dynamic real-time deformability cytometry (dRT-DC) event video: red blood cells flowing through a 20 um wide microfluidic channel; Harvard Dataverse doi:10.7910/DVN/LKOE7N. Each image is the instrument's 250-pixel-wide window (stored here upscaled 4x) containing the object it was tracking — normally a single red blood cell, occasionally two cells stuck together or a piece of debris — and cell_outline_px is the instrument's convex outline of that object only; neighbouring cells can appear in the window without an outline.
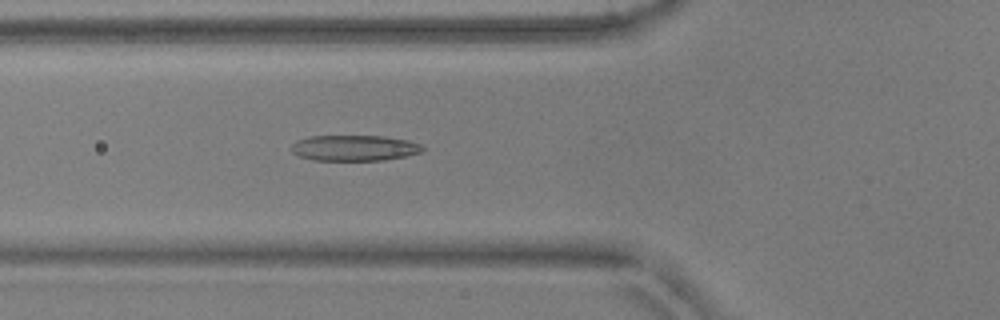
{"species": "common noctule bat (a hibernating species)", "species_latin": "Nyctalus noctula", "temperature_condition": "warm", "stored_images_in_passage": 48, "camera_frame_rate_fps": 3000, "um_per_image_px": 0.085, "animal": {"sex": "male", "body_mass_g": 17.9, "forearm_length_mm": 54.2}, "frame": {"image": 1, "passage_image": 15, "time_ms": 4.667, "image_size_px": [1000, 320], "cell_outline_px": [[424, 152], [384, 160], [312, 160], [300, 156], [292, 152], [292, 144], [296, 140], [308, 136], [384, 136], [408, 140], [420, 144], [424, 148]], "centroid_in_image_um": [30.12, 12.57], "position_along_channel_um": 95.7, "area_um2": 19.71}}
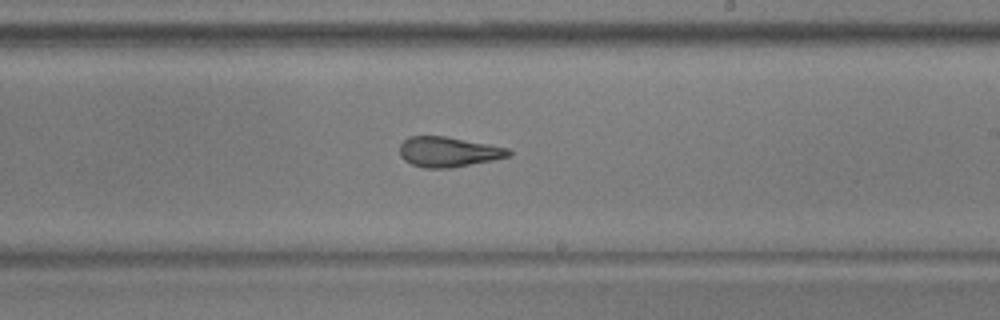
{"frame": {"image": 2, "passage_image": 27, "time_ms": 8.667, "image_size_px": [1000, 320], "cell_outline_px": [[512, 152], [508, 156], [492, 160], [452, 168], [424, 168], [412, 164], [404, 160], [400, 156], [400, 144], [408, 136], [444, 136], [488, 144], [508, 148]], "centroid_in_image_um": [38.07, 12.91], "position_along_channel_um": 250.9, "area_um2": 19.02}}
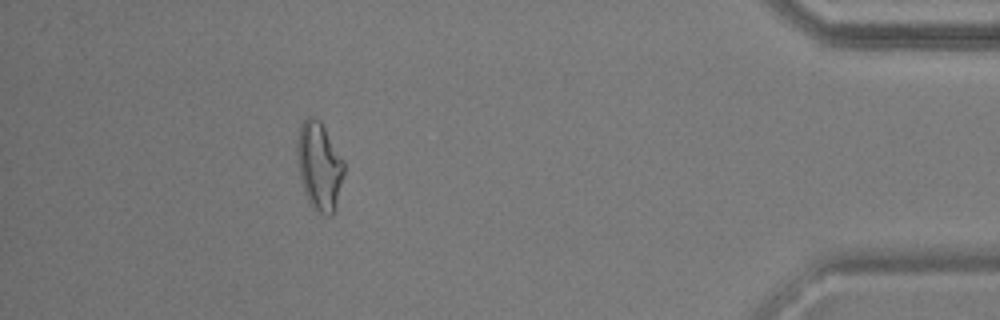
{"frame": {"image": 3, "passage_image": 43, "time_ms": 14.0, "image_size_px": [1000, 320], "cell_outline_px": [[344, 172], [332, 216], [328, 216], [312, 208], [304, 192], [296, 160], [296, 140], [300, 124], [308, 116], [312, 116], [320, 120], [344, 160]], "centroid_in_image_um": [27.11, 14.07], "position_along_channel_um": 408.1, "area_um2": 24.1}, "authors_computed_cell_mechanics": {"area_um2": 20.3745, "velocity_mm_per_s": 3.866, "shape_relaxation_time_tau1_ms": 6.865, "shape_relaxation_time_tau2_ms": 1.7433, "deformation_change_tau1": 0.2293, "deformation_change_tau2": 0.1181}}